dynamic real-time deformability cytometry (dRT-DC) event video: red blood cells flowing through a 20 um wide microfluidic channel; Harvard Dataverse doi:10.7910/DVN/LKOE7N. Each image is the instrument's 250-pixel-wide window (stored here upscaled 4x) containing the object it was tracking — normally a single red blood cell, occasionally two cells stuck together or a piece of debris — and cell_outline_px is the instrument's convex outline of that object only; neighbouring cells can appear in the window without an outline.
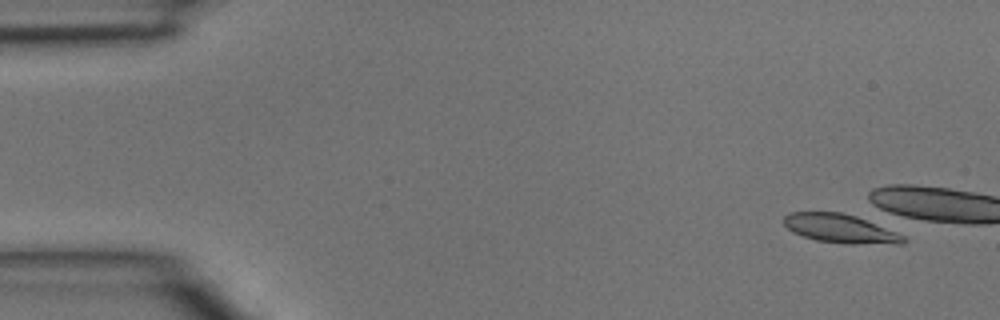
{"species": "common noctule bat (a hibernating species)", "species_latin": "Nyctalus noctula", "temperature_condition": "room temperature", "stored_images_in_passage": 5, "camera_frame_rate_fps": 3000, "um_per_image_px": 0.085, "animal": {"sex": "male", "body_mass_g": 15.6}, "frame": {"image": 1, "passage_image": 1, "time_ms": 0.0, "image_size_px": [1000, 320], "cell_outline_px": [[908, 240], [904, 244], [844, 244], [816, 240], [792, 232], [784, 224], [784, 216], [788, 212], [840, 212], [856, 216], [888, 228], [904, 236]], "centroid_in_image_um": [71.46, 19.44], "position_along_channel_um": 13.5, "area_um2": 20.23}}